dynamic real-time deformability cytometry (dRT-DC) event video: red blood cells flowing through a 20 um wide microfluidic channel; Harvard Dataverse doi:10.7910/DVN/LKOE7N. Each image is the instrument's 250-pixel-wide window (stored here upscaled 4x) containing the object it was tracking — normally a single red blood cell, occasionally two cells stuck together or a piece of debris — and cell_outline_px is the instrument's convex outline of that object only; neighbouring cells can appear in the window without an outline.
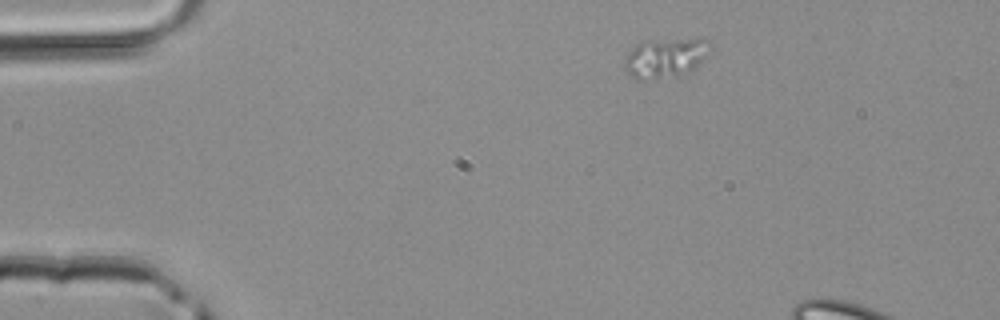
{"species": "common noctule bat (a hibernating species)", "species_latin": "Nyctalus noctula", "temperature_condition": "room temperature", "stored_images_in_passage": 3, "camera_frame_rate_fps": 3000, "um_per_image_px": 0.085, "animal": {"sex": "male", "body_mass_g": 20.4}, "frame": {"image": 1, "passage_image": 1, "time_ms": 0.0, "image_size_px": [1000, 320], "cell_outline_px": [[712, 48], [696, 68], [676, 76], [640, 80], [636, 80], [628, 76], [624, 72], [624, 60], [628, 52], [636, 44], [648, 40], [708, 40], [712, 44]], "centroid_in_image_um": [56.5, 4.94], "position_along_channel_um": 28.5, "area_um2": 19.77}}